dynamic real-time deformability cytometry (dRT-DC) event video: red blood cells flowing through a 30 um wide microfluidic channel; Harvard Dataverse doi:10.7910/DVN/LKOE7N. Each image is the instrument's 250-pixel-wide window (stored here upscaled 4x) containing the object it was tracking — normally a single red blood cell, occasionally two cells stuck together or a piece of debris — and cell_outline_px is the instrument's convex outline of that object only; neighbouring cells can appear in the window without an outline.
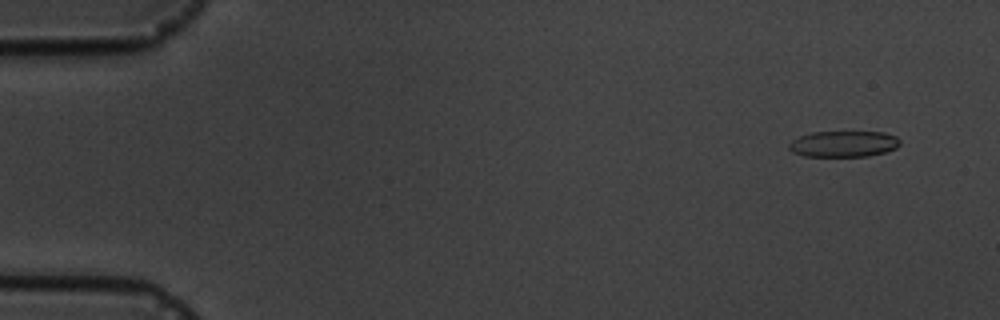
{"species": "common noctule bat (a hibernating species)", "species_latin": "Nyctalus noctula", "temperature_condition": "cold", "stored_images_in_passage": 5, "camera_frame_rate_fps": 3000, "um_per_image_px": 0.085, "animal": {"sex": "male", "body_mass_g": 19.5, "forearm_length_mm": 54.6}, "frame": {"image": 1, "passage_image": 2, "time_ms": 1.0, "image_size_px": [1000, 320], "cell_outline_px": [[900, 144], [896, 148], [884, 152], [868, 156], [804, 156], [792, 152], [788, 148], [788, 144], [792, 140], [800, 136], [812, 132], [884, 132], [896, 136], [900, 140]], "centroid_in_image_um": [71.7, 12.23], "position_along_channel_um": 13.3, "area_um2": 16.88}}